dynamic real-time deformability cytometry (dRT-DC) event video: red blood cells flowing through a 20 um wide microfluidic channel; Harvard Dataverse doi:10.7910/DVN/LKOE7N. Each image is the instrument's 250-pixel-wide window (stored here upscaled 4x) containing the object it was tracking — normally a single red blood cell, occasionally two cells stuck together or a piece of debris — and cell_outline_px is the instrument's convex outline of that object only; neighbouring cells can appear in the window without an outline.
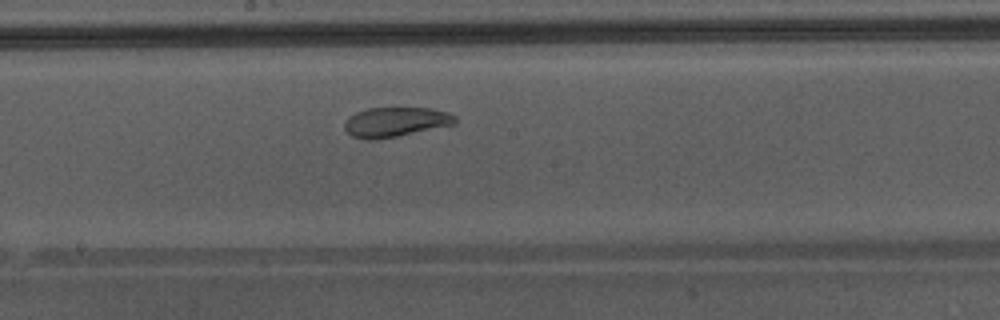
{"species": "Egyptian fruit bat (a non-hibernating species)", "species_latin": "Rousettus aegyptiacus", "temperature_condition": "warm", "stored_images_in_passage": 35, "camera_frame_rate_fps": 3000, "um_per_image_px": 0.085, "animal": {"sex": "male"}, "frame": {"image": 1, "passage_image": 16, "time_ms": 5.0, "image_size_px": [1000, 320], "cell_outline_px": [[456, 124], [396, 136], [372, 140], [368, 140], [352, 136], [344, 128], [344, 124], [356, 112], [368, 108], [432, 108], [448, 112], [456, 116]], "centroid_in_image_um": [33.65, 10.36], "position_along_channel_um": 214.5, "area_um2": 18.9}}
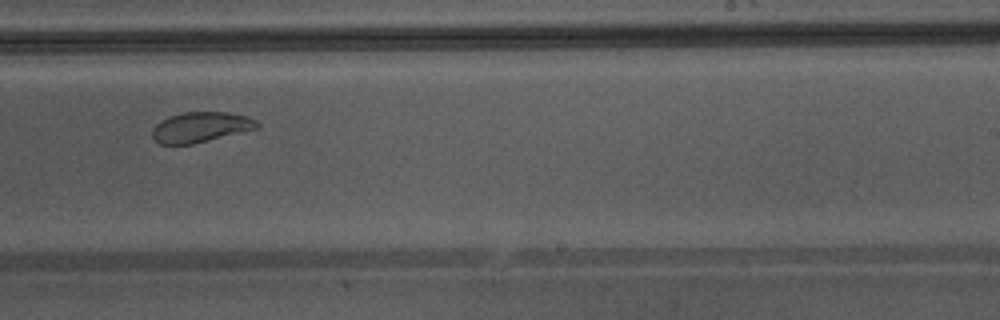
{"frame": {"image": 2, "passage_image": 20, "time_ms": 6.333, "image_size_px": [1000, 320], "cell_outline_px": [[260, 124], [256, 128], [192, 144], [160, 144], [152, 136], [152, 128], [160, 120], [168, 116], [180, 112], [228, 112], [248, 116], [256, 120]], "centroid_in_image_um": [17.01, 10.79], "position_along_channel_um": 272.0, "area_um2": 18.38}}